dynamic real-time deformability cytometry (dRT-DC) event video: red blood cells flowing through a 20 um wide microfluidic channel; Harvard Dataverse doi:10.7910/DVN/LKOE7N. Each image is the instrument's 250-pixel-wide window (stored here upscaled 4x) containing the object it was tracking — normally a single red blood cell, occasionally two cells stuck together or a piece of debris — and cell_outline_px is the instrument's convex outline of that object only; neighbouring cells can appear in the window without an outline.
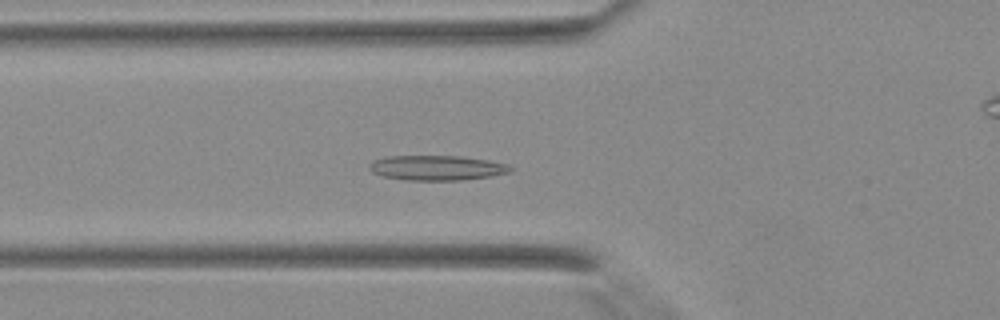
{"species": "Egyptian fruit bat (a non-hibernating species)", "species_latin": "Rousettus aegyptiacus", "temperature_condition": "warm", "stored_images_in_passage": 31, "camera_frame_rate_fps": 3000, "um_per_image_px": 0.085, "animal": {"sex": "female"}, "frame": {"image": 1, "passage_image": 4, "time_ms": 1.0, "image_size_px": [1000, 320], "cell_outline_px": [[512, 168], [508, 172], [488, 176], [460, 180], [408, 180], [384, 176], [372, 172], [368, 168], [368, 164], [372, 160], [384, 156], [460, 156], [488, 160], [508, 164]], "centroid_in_image_um": [37.06, 14.25], "position_along_channel_um": 88.7, "area_um2": 20.35}}
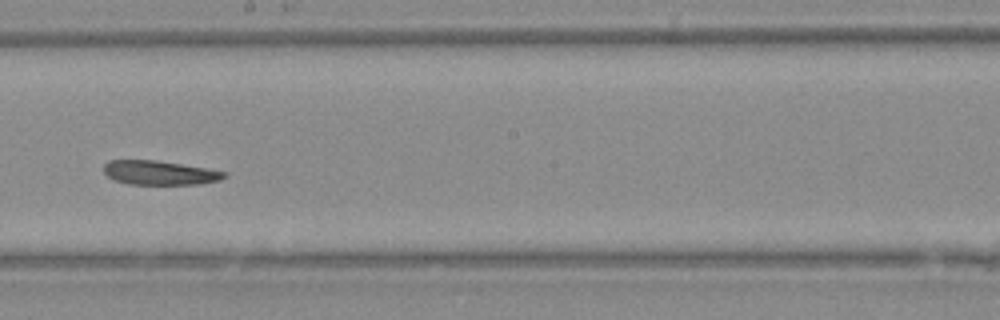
{"frame": {"image": 2, "passage_image": 13, "time_ms": 4.0, "image_size_px": [1000, 320], "cell_outline_px": [[228, 176], [220, 180], [200, 184], [128, 184], [116, 180], [108, 176], [104, 172], [104, 164], [108, 160], [156, 160], [208, 168], [228, 172]], "centroid_in_image_um": [13.61, 14.68], "position_along_channel_um": 234.6, "area_um2": 17.05}}
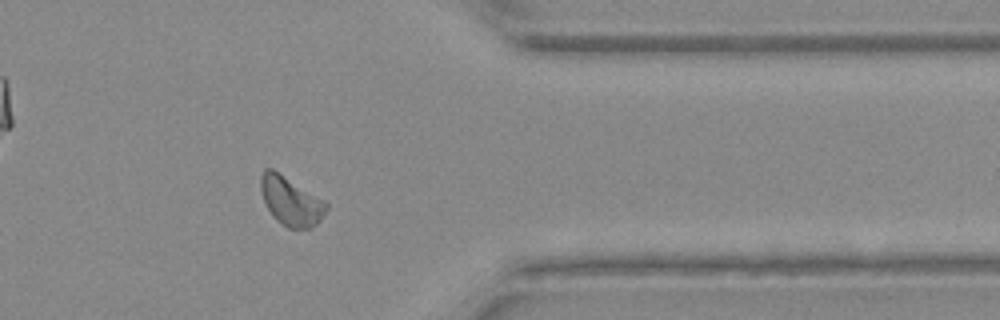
{"frame": {"image": 3, "passage_image": 23, "time_ms": 7.333, "image_size_px": [1000, 320], "cell_outline_px": [[328, 208], [320, 220], [312, 228], [288, 228], [276, 220], [272, 216], [264, 200], [260, 188], [260, 176], [264, 168], [272, 168], [328, 204]], "centroid_in_image_um": [24.69, 17.1], "position_along_channel_um": 386.7, "area_um2": 18.26}}